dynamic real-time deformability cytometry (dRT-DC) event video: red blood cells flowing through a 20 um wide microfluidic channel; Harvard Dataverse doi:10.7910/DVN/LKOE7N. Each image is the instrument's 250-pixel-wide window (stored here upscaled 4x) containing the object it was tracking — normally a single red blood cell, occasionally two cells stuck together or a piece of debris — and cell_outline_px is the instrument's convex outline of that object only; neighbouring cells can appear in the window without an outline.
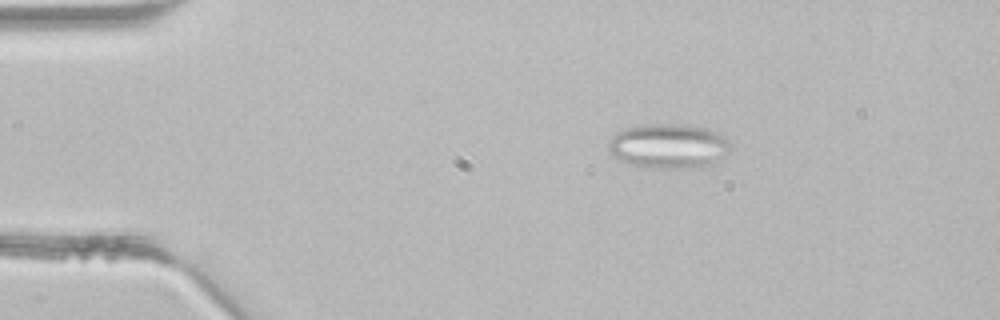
{"species": "common noctule bat (a hibernating species)", "species_latin": "Nyctalus noctula", "temperature_condition": "room temperature", "stored_images_in_passage": 3, "camera_frame_rate_fps": 3000, "um_per_image_px": 0.085, "animal": {"sex": "male", "body_mass_g": 21.5, "forearm_length_mm": 52.0}, "frame": {"image": 1, "passage_image": 1, "time_ms": 0.0, "image_size_px": [1000, 320], "cell_outline_px": [[732, 144], [712, 164], [692, 168], [660, 168], [636, 164], [624, 160], [616, 156], [608, 148], [608, 144], [612, 136], [616, 132], [628, 128], [644, 124], [680, 124], [708, 128], [720, 132], [728, 136]], "centroid_in_image_um": [56.89, 12.37], "position_along_channel_um": 28.1, "area_um2": 31.27}}
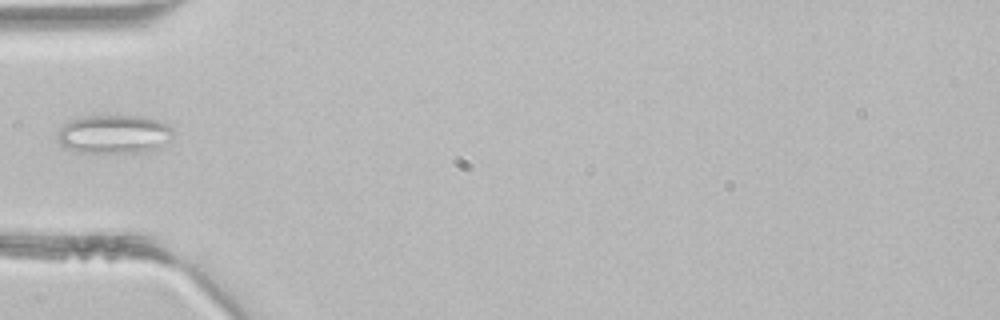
{"frame": {"image": 2, "passage_image": 3, "time_ms": 0.667, "image_size_px": [1000, 320], "cell_outline_px": [[172, 132], [160, 144], [152, 148], [140, 152], [76, 152], [60, 144], [56, 132], [64, 124], [80, 116], [144, 116], [168, 124], [172, 128]], "centroid_in_image_um": [9.59, 11.38], "position_along_channel_um": 75.4, "area_um2": 25.43}}